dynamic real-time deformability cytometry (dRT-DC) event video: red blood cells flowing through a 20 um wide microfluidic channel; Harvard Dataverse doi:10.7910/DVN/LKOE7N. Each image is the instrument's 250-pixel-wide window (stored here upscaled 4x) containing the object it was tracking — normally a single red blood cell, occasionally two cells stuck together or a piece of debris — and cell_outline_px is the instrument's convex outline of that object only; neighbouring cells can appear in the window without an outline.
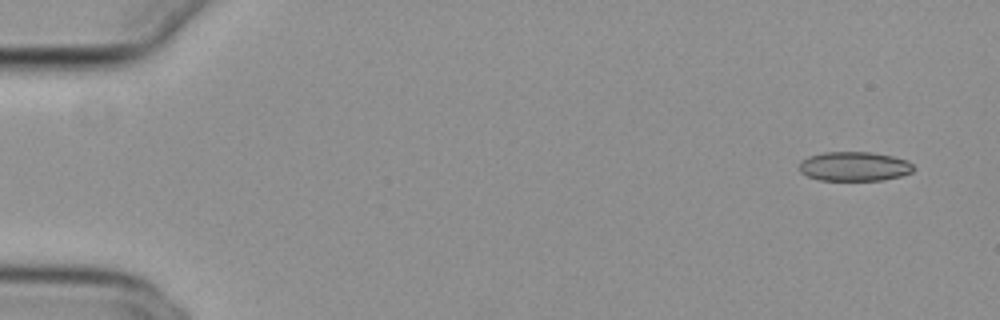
{"species": "common noctule bat (a hibernating species)", "species_latin": "Nyctalus noctula", "temperature_condition": "cold", "stored_images_in_passage": 52, "camera_frame_rate_fps": 3000, "um_per_image_px": 0.085, "animal": {"sex": "female", "body_mass_g": 29.2, "forearm_length_mm": 56.3}, "frame": {"image": 1, "passage_image": 1, "time_ms": 0.0, "image_size_px": [1000, 320], "cell_outline_px": [[916, 168], [912, 172], [900, 176], [884, 180], [820, 180], [808, 176], [800, 172], [800, 164], [808, 156], [824, 152], [872, 152], [892, 156], [908, 160]], "centroid_in_image_um": [72.66, 14.14], "position_along_channel_um": 12.3, "area_um2": 19.54}}
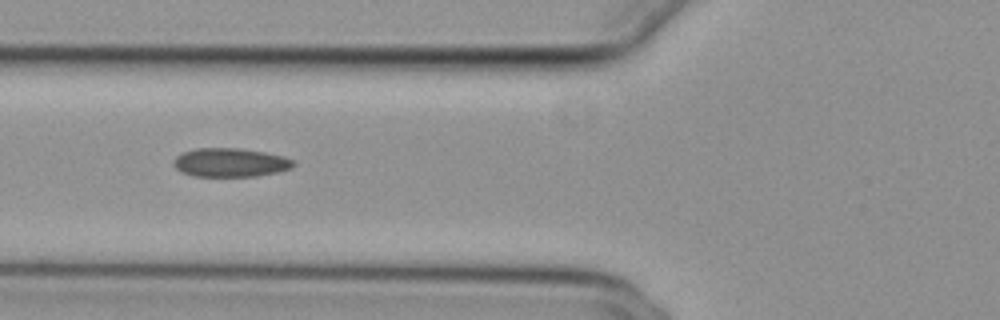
{"frame": {"image": 2, "passage_image": 19, "time_ms": 6.0, "image_size_px": [1000, 320], "cell_outline_px": [[296, 164], [292, 168], [276, 172], [256, 176], [192, 176], [180, 172], [172, 164], [172, 160], [176, 156], [184, 152], [196, 148], [240, 148], [264, 152], [284, 156], [292, 160]], "centroid_in_image_um": [19.55, 13.81], "position_along_channel_um": 106.3, "area_um2": 20.17}}
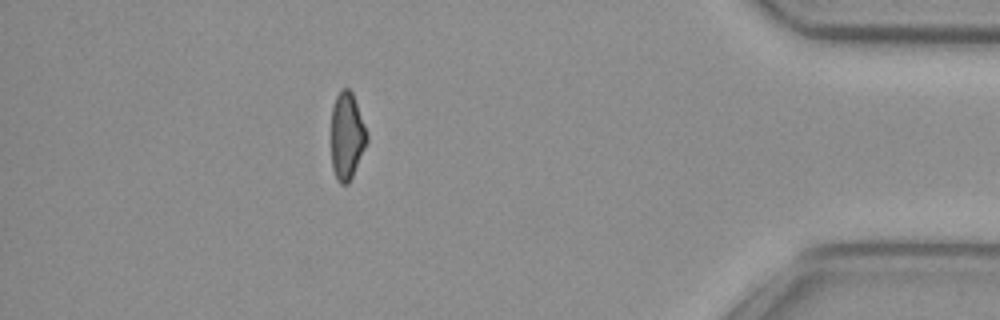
{"frame": {"image": 3, "passage_image": 46, "time_ms": 15.0, "image_size_px": [1000, 320], "cell_outline_px": [[368, 140], [352, 176], [348, 184], [340, 184], [336, 180], [332, 168], [332, 104], [340, 88], [348, 88], [352, 92], [368, 136]], "centroid_in_image_um": [29.47, 11.56], "position_along_channel_um": 405.7, "area_um2": 17.98}, "authors_computed_cell_mechanics": {"area_um2": 19.9699, "velocity_mm_per_s": 3.84, "shape_relaxation_time_tau1_ms": null, "shape_relaxation_time_tau2_ms": 4.0679, "deformation_change_tau1": null, "deformation_change_tau2": 0.1059}}